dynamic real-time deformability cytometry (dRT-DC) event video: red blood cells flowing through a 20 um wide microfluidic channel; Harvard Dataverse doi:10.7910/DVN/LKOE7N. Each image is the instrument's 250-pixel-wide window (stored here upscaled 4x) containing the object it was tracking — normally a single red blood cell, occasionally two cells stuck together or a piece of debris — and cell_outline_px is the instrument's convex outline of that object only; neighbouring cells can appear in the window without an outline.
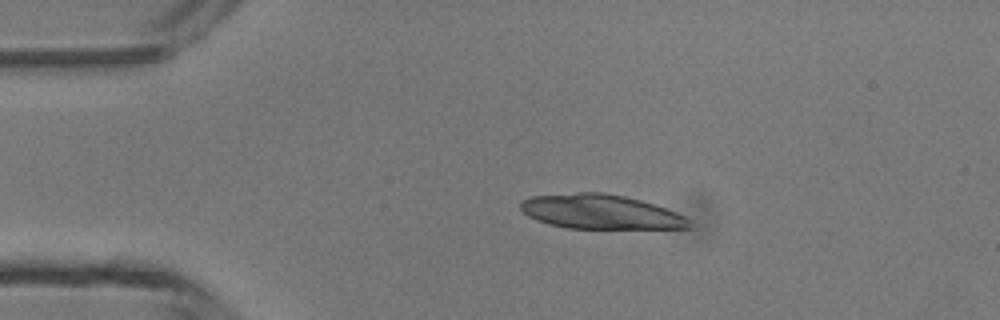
{"species": "common noctule bat (a hibernating species)", "species_latin": "Nyctalus noctula", "temperature_condition": "room temperature", "stored_images_in_passage": 38, "camera_frame_rate_fps": 3000, "um_per_image_px": 0.085, "animal": {"sex": "male", "body_mass_g": 13.3}, "frame": {"image": 1, "passage_image": 1, "time_ms": 0.0, "image_size_px": [1000, 320], "cell_outline_px": [[692, 228], [568, 228], [548, 224], [536, 220], [528, 216], [520, 208], [520, 200], [532, 196], [580, 192], [604, 192], [624, 196], [640, 200], [676, 212], [692, 220]], "centroid_in_image_um": [51.04, 18.0], "position_along_channel_um": 34.0, "area_um2": 33.81}}